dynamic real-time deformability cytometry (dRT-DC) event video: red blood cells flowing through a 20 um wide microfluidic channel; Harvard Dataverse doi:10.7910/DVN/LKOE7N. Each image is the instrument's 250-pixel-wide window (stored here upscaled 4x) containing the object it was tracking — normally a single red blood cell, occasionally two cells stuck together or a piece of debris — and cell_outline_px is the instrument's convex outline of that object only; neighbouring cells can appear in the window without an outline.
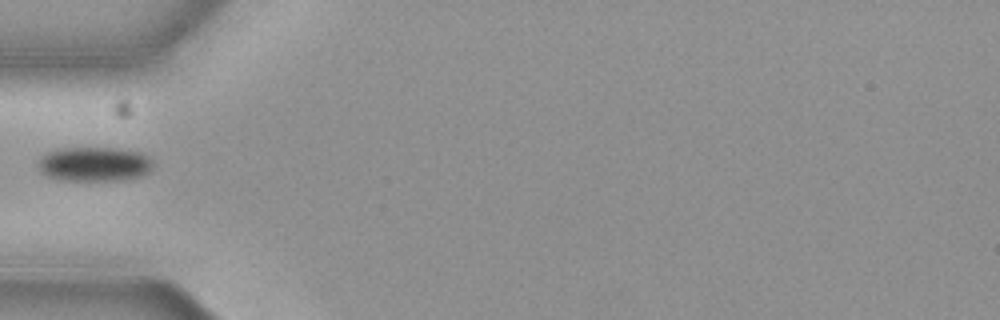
{"species": "common noctule bat (a hibernating species)", "species_latin": "Nyctalus noctula", "temperature_condition": "cold", "stored_images_in_passage": 23, "camera_frame_rate_fps": 3000, "um_per_image_px": 0.085, "animal": {"sex": "female", "body_mass_g": 19.3, "forearm_length_mm": 54.1}, "frame": {"image": 1, "passage_image": 1, "time_ms": 0.0, "image_size_px": [1000, 320], "cell_outline_px": [[152, 168], [148, 172], [140, 176], [116, 180], [60, 180], [48, 176], [40, 172], [40, 156], [48, 152], [60, 148], [120, 148], [140, 152], [148, 156], [152, 160]], "centroid_in_image_um": [8.02, 13.94], "position_along_channel_um": 77.0, "area_um2": 22.95}}
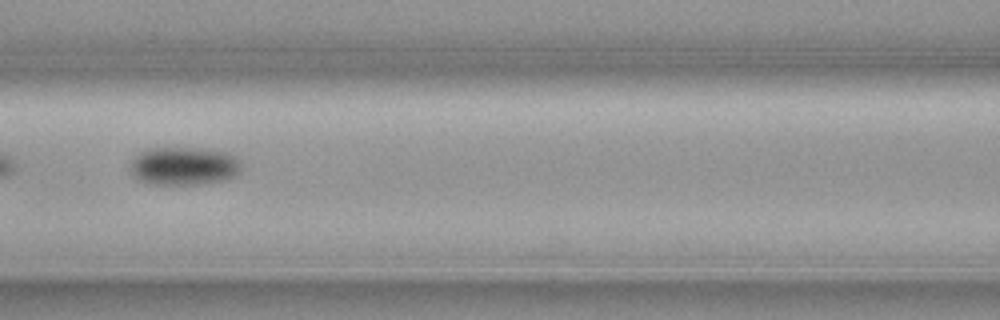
{"frame": {"image": 2, "passage_image": 7, "time_ms": 2.0, "image_size_px": [1000, 320], "cell_outline_px": [[240, 172], [236, 176], [224, 180], [204, 184], [152, 184], [140, 180], [132, 176], [128, 168], [132, 160], [140, 152], [148, 148], [200, 148], [224, 152], [232, 156], [240, 164]], "centroid_in_image_um": [15.58, 14.12], "position_along_channel_um": 151.0, "area_um2": 24.74}}